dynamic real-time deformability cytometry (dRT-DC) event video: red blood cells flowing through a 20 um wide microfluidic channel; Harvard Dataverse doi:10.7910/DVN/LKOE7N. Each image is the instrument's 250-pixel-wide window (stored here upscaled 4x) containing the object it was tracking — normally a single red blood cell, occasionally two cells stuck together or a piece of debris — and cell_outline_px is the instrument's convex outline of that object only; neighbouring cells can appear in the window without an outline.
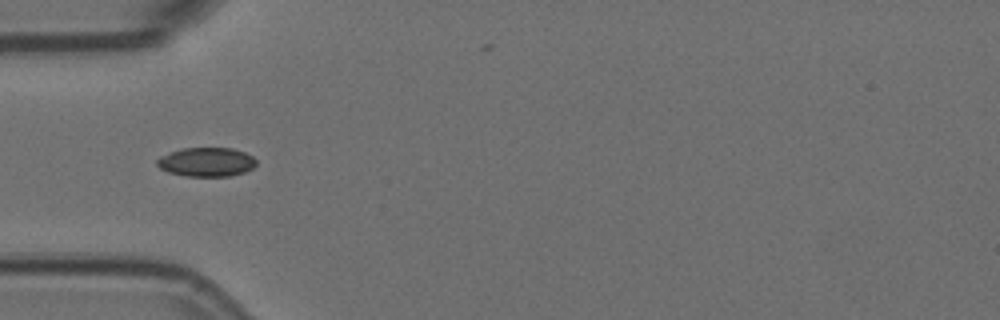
{"species": "Egyptian fruit bat (a non-hibernating species)", "species_latin": "Rousettus aegyptiacus", "temperature_condition": "room temperature", "stored_images_in_passage": 5, "camera_frame_rate_fps": 3000, "um_per_image_px": 0.085, "animal": {"sex": "female"}, "frame": {"image": 1, "passage_image": 5, "time_ms": 1.333, "image_size_px": [1000, 320], "cell_outline_px": [[256, 164], [252, 168], [244, 172], [228, 176], [188, 176], [168, 172], [160, 168], [156, 164], [156, 160], [160, 156], [184, 148], [232, 148], [244, 152], [252, 156], [256, 160]], "centroid_in_image_um": [17.55, 13.77], "position_along_channel_um": 67.5, "area_um2": 16.65}}